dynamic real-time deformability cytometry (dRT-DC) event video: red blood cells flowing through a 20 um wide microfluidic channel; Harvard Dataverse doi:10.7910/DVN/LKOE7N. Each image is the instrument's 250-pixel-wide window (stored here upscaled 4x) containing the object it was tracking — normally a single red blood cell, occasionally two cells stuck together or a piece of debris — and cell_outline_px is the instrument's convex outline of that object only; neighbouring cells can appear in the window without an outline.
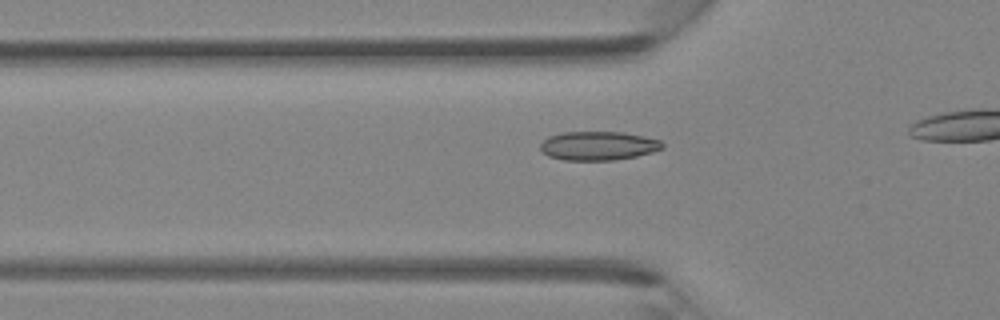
{"species": "Egyptian fruit bat (a non-hibernating species)", "species_latin": "Rousettus aegyptiacus", "temperature_condition": "room temperature", "stored_images_in_passage": 17, "camera_frame_rate_fps": 3000, "um_per_image_px": 0.085, "animal": {"sex": "female"}, "frame": {"image": 1, "passage_image": 10, "time_ms": 3.0, "image_size_px": [1000, 320], "cell_outline_px": [[664, 148], [652, 152], [636, 156], [612, 160], [564, 160], [548, 156], [540, 148], [540, 144], [548, 136], [564, 132], [624, 132], [644, 136], [660, 140], [664, 144]], "centroid_in_image_um": [50.86, 12.39], "position_along_channel_um": 74.9, "area_um2": 20.52}}
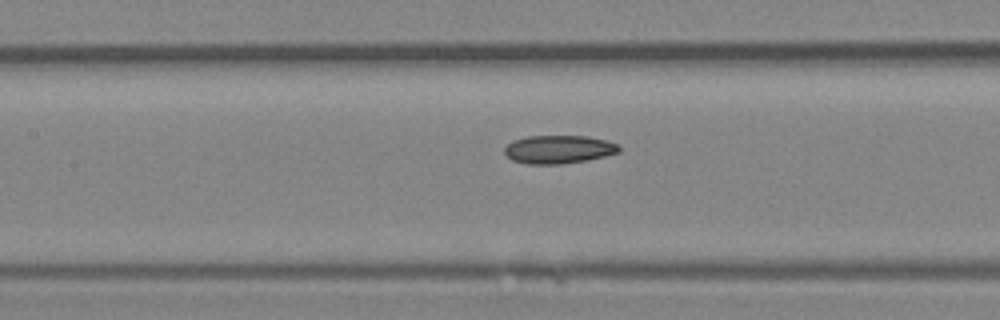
{"frame": {"image": 2, "passage_image": 15, "time_ms": 4.667, "image_size_px": [1000, 320], "cell_outline_px": [[620, 152], [588, 160], [560, 164], [528, 164], [512, 160], [504, 152], [504, 148], [512, 140], [528, 136], [588, 136], [608, 140], [620, 144]], "centroid_in_image_um": [47.52, 12.69], "position_along_channel_um": 159.9, "area_um2": 19.02}}